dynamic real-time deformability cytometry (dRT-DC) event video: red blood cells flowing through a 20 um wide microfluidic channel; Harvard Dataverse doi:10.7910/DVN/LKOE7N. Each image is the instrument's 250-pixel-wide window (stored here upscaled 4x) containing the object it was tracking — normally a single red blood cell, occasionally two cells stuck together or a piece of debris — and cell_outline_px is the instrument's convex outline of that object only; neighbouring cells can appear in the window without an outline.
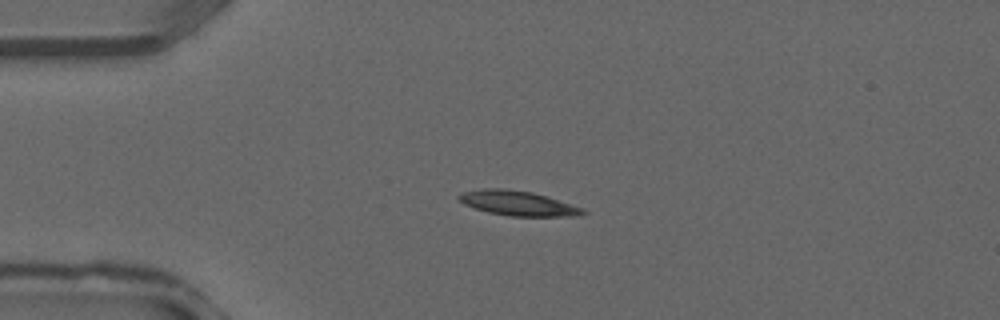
{"species": "common noctule bat (a hibernating species)", "species_latin": "Nyctalus noctula", "temperature_condition": "warm", "stored_images_in_passage": 29, "camera_frame_rate_fps": 3000, "um_per_image_px": 0.085, "animal": {"sex": "male", "forearm_length_mm": 52.5}, "frame": {"image": 1, "passage_image": 1, "time_ms": 0.0, "image_size_px": [1000, 320], "cell_outline_px": [[588, 212], [580, 216], [508, 216], [488, 212], [464, 204], [456, 196], [464, 192], [484, 188], [504, 188], [532, 192], [548, 196], [584, 208]], "centroid_in_image_um": [44.08, 17.27], "position_along_channel_um": 40.9, "area_um2": 17.98}}
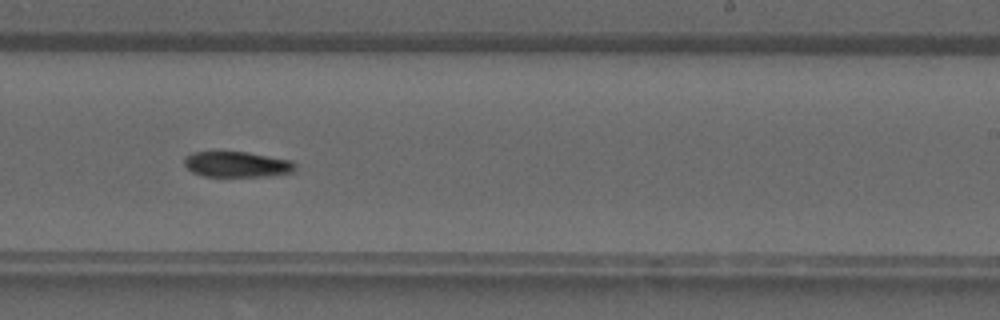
{"frame": {"image": 2, "passage_image": 15, "time_ms": 4.667, "image_size_px": [1000, 320], "cell_outline_px": [[296, 164], [292, 172], [264, 176], [204, 176], [192, 172], [184, 164], [184, 156], [192, 152], [248, 152], [292, 160]], "centroid_in_image_um": [20.12, 13.96], "position_along_channel_um": 268.9, "area_um2": 16.47}}
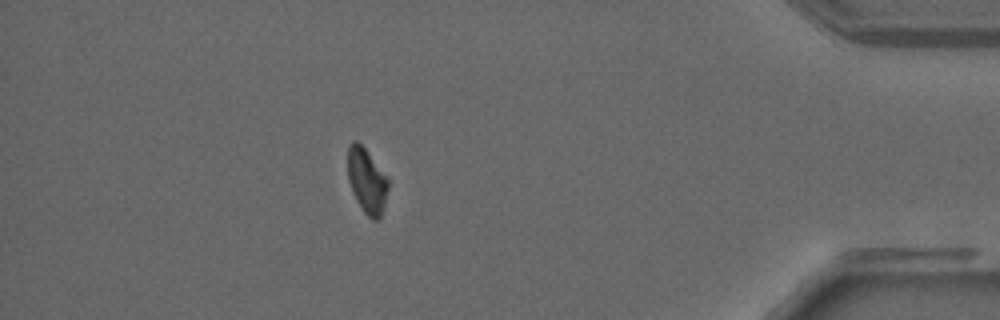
{"frame": {"image": 3, "passage_image": 25, "time_ms": 8.0, "image_size_px": [1000, 320], "cell_outline_px": [[388, 188], [380, 220], [372, 220], [364, 212], [356, 200], [352, 192], [348, 180], [348, 144], [352, 140], [356, 140], [364, 148], [388, 176]], "centroid_in_image_um": [31.18, 15.37], "position_along_channel_um": 404.0, "area_um2": 15.37}}